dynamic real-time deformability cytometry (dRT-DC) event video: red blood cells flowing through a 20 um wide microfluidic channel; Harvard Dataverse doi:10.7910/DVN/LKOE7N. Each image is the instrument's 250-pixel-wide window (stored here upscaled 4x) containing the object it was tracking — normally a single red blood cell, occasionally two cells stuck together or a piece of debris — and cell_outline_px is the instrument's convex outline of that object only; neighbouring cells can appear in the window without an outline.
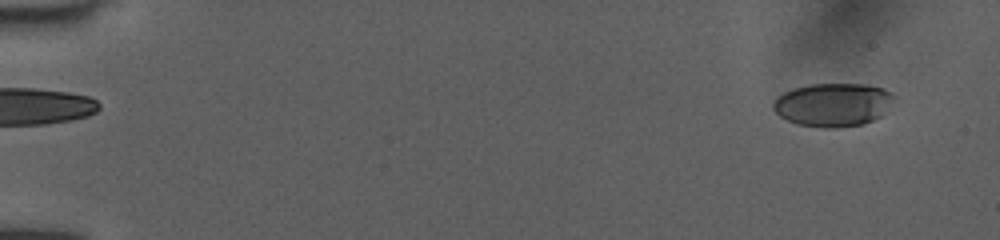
{"species": "human", "species_latin": "Homo sapiens", "temperature_condition": "room temperature", "stored_images_in_passage": 49, "camera_frame_rate_fps": 3000, "um_per_image_px": 0.085, "donor": {"sex": "female"}, "frame": {"image": 1, "passage_image": 1, "time_ms": 0.0, "image_size_px": [1000, 240], "cell_outline_px": [[896, 96], [880, 116], [872, 120], [860, 124], [836, 128], [824, 128], [796, 124], [780, 116], [772, 108], [772, 104], [784, 92], [796, 88], [812, 84], [864, 84], [884, 88], [892, 92]], "centroid_in_image_um": [70.81, 8.9], "position_along_channel_um": 14.2, "area_um2": 30.29}}
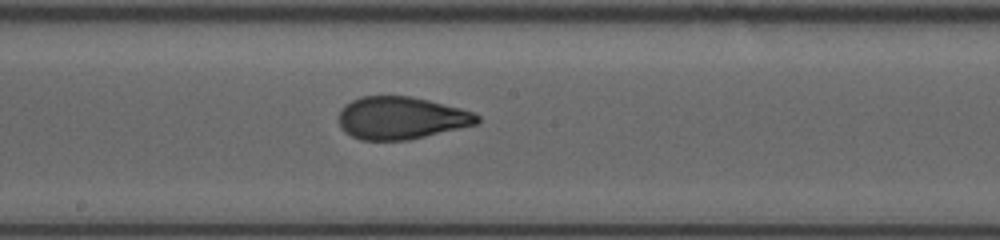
{"frame": {"image": 2, "passage_image": 27, "time_ms": 8.667, "image_size_px": [1000, 240], "cell_outline_px": [[480, 120], [476, 124], [408, 140], [360, 140], [344, 132], [340, 128], [340, 108], [344, 104], [360, 96], [412, 96], [460, 108], [472, 112], [480, 116]], "centroid_in_image_um": [34.06, 10.02], "position_along_channel_um": 214.1, "area_um2": 34.22}}
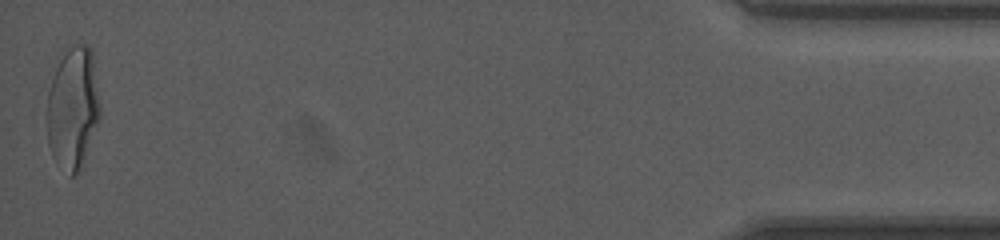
{"frame": {"image": 3, "passage_image": 49, "time_ms": 16.0, "image_size_px": [1000, 240], "cell_outline_px": [[100, 120], [84, 164], [72, 176], [52, 156], [48, 144], [48, 92], [60, 48], [72, 44], [88, 44], [92, 52], [100, 104]], "centroid_in_image_um": [6.21, 9.08], "position_along_channel_um": 429.0, "area_um2": 38.44}, "authors_computed_cell_mechanics": {"area_um2": 34.391, "velocity_mm_per_s": 4.048, "shape_relaxation_time_tau1_ms": 4.8436, "shape_relaxation_time_tau2_ms": null, "deformation_change_tau1": 0.1935, "deformation_change_tau2": null}}